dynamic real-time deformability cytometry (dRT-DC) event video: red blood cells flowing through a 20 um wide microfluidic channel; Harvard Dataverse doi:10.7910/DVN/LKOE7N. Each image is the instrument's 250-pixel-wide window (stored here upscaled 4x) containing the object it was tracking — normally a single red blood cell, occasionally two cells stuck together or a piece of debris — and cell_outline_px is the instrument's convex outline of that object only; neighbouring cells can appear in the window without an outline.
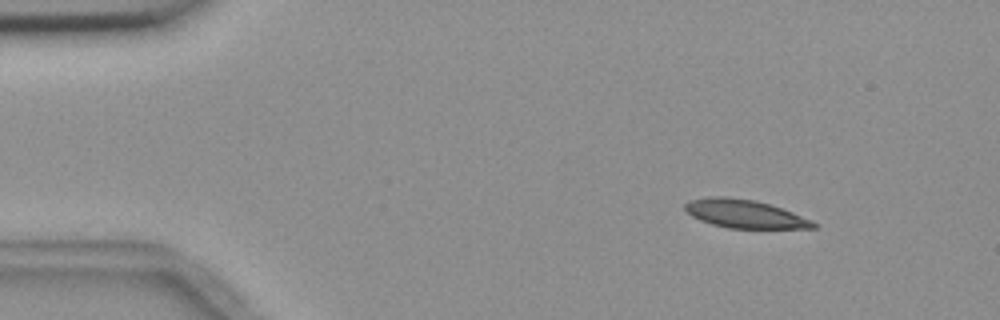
{"species": "common noctule bat (a hibernating species)", "species_latin": "Nyctalus noctula", "temperature_condition": "room temperature", "stored_images_in_passage": 4, "camera_frame_rate_fps": 3000, "um_per_image_px": 0.085, "animal": {"sex": "female", "body_mass_g": 18.4}, "frame": {"image": 1, "passage_image": 2, "time_ms": 1.667, "image_size_px": [1000, 320], "cell_outline_px": [[820, 224], [816, 228], [728, 228], [712, 224], [700, 220], [692, 216], [684, 208], [684, 204], [688, 200], [704, 196], [724, 196], [756, 200], [792, 212], [812, 220]], "centroid_in_image_um": [63.28, 18.17], "position_along_channel_um": 21.7, "area_um2": 21.27}}